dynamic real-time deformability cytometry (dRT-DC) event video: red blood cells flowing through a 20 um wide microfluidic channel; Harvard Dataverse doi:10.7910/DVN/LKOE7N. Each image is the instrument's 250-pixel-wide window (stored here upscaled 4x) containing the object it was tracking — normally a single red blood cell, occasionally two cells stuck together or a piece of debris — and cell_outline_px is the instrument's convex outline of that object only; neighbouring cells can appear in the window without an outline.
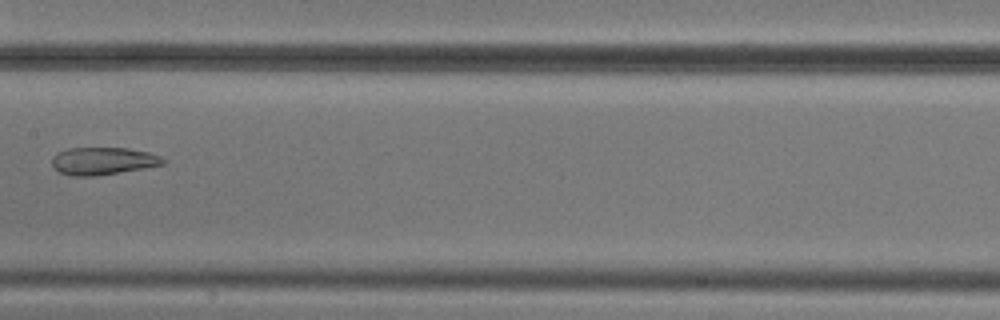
{"species": "common noctule bat (a hibernating species)", "species_latin": "Nyctalus noctula", "temperature_condition": "cold", "stored_images_in_passage": 7, "camera_frame_rate_fps": 3000, "um_per_image_px": 0.085, "animal": {"sex": "male", "body_mass_g": 20.5, "forearm_length_mm": 52.5}, "frame": {"image": 1, "passage_image": 6, "time_ms": 6.667, "image_size_px": [1000, 320], "cell_outline_px": [[168, 160], [164, 164], [144, 168], [96, 176], [72, 176], [60, 172], [52, 164], [52, 156], [56, 152], [68, 148], [128, 148], [148, 152], [160, 156]], "centroid_in_image_um": [8.76, 13.68], "position_along_channel_um": 198.6, "area_um2": 17.86}}
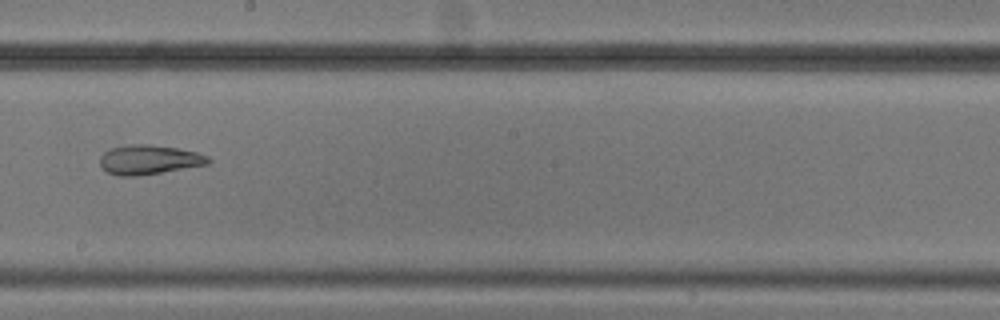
{"frame": {"image": 2, "passage_image": 7, "time_ms": 7.667, "image_size_px": [1000, 320], "cell_outline_px": [[212, 160], [208, 164], [140, 176], [116, 176], [108, 172], [100, 164], [100, 156], [104, 152], [112, 148], [128, 144], [148, 144], [176, 148], [196, 152], [208, 156]], "centroid_in_image_um": [12.66, 13.58], "position_along_channel_um": 235.5, "area_um2": 18.55}}